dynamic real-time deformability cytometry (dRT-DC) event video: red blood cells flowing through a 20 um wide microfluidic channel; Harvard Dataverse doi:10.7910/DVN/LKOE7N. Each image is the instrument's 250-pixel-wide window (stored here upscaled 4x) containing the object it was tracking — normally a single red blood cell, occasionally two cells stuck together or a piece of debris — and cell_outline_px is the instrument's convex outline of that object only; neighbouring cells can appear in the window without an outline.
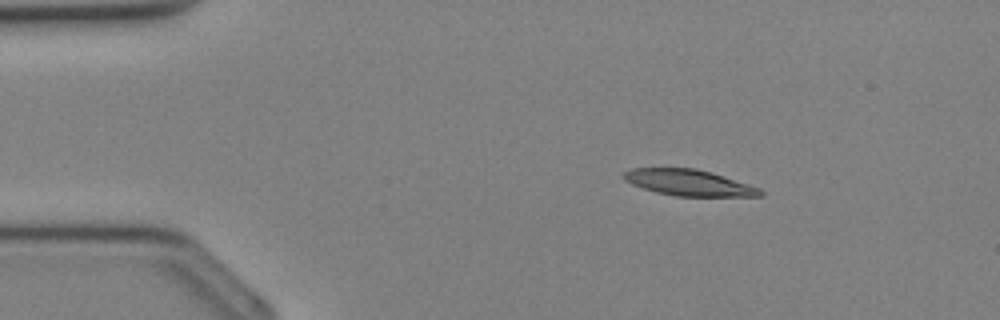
{"species": "Egyptian fruit bat (a non-hibernating species)", "species_latin": "Rousettus aegyptiacus", "temperature_condition": "cold", "stored_images_in_passage": 31, "camera_frame_rate_fps": 3000, "um_per_image_px": 0.085, "animal": {"sex": "female"}, "frame": {"image": 1, "passage_image": 2, "time_ms": 0.333, "image_size_px": [1000, 320], "cell_outline_px": [[764, 196], [676, 196], [656, 192], [632, 184], [624, 180], [624, 172], [632, 168], [696, 168], [748, 184], [760, 188], [764, 192]], "centroid_in_image_um": [58.56, 15.53], "position_along_channel_um": 26.4, "area_um2": 20.52}}
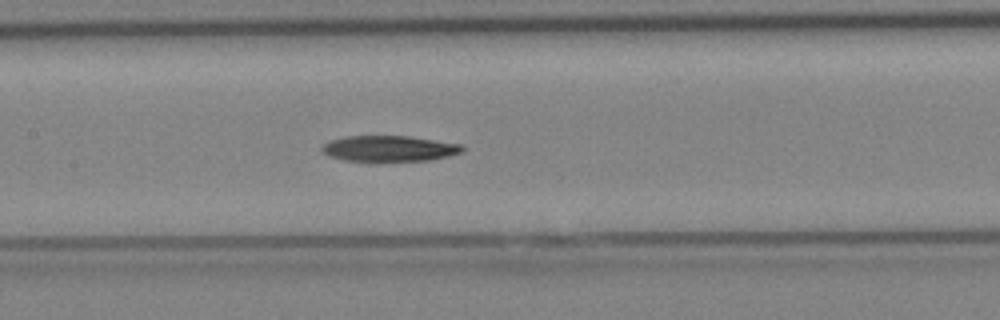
{"frame": {"image": 2, "passage_image": 13, "time_ms": 4.0, "image_size_px": [1000, 320], "cell_outline_px": [[464, 152], [448, 156], [428, 160], [344, 160], [328, 156], [320, 148], [324, 144], [332, 140], [344, 136], [408, 136], [464, 144]], "centroid_in_image_um": [33.12, 12.61], "position_along_channel_um": 174.3, "area_um2": 20.87}}
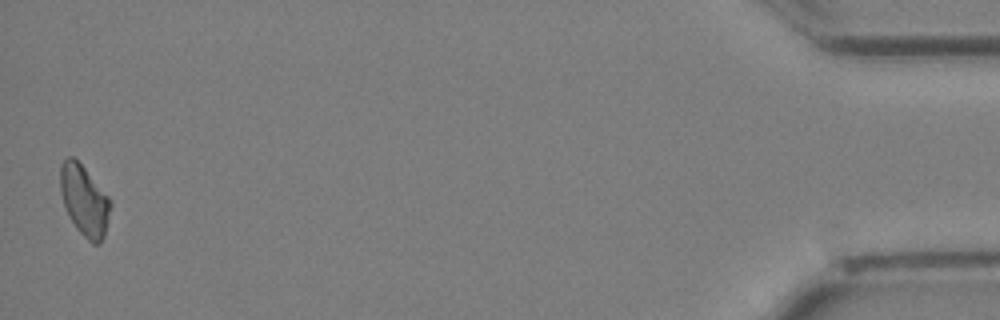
{"frame": {"image": 3, "passage_image": 31, "time_ms": 10.0, "image_size_px": [1000, 320], "cell_outline_px": [[112, 204], [104, 236], [100, 244], [92, 244], [76, 228], [64, 204], [60, 192], [60, 164], [68, 156], [72, 156], [84, 168], [112, 200]], "centroid_in_image_um": [7.18, 17.04], "position_along_channel_um": 428.0, "area_um2": 20.46}}